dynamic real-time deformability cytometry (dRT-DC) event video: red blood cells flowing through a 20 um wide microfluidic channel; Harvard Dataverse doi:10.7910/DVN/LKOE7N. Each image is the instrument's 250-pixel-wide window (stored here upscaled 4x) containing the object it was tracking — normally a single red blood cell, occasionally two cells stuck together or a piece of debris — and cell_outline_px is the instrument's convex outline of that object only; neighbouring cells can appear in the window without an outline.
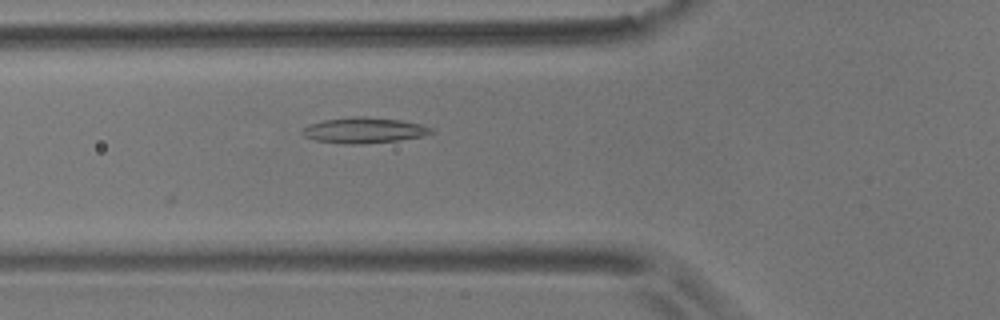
{"species": "common noctule bat (a hibernating species)", "species_latin": "Nyctalus noctula", "temperature_condition": "room temperature", "stored_images_in_passage": 9, "camera_frame_rate_fps": 3000, "um_per_image_px": 0.085, "animal": {"sex": "male", "body_mass_g": 17.9}, "frame": {"image": 1, "passage_image": 5, "time_ms": 1.333, "image_size_px": [1000, 320], "cell_outline_px": [[432, 132], [420, 136], [400, 140], [360, 144], [348, 144], [316, 140], [304, 136], [300, 132], [308, 124], [324, 120], [352, 116], [364, 116], [400, 120], [420, 124], [432, 128]], "centroid_in_image_um": [30.89, 11.06], "position_along_channel_um": 94.9, "area_um2": 19.07}}